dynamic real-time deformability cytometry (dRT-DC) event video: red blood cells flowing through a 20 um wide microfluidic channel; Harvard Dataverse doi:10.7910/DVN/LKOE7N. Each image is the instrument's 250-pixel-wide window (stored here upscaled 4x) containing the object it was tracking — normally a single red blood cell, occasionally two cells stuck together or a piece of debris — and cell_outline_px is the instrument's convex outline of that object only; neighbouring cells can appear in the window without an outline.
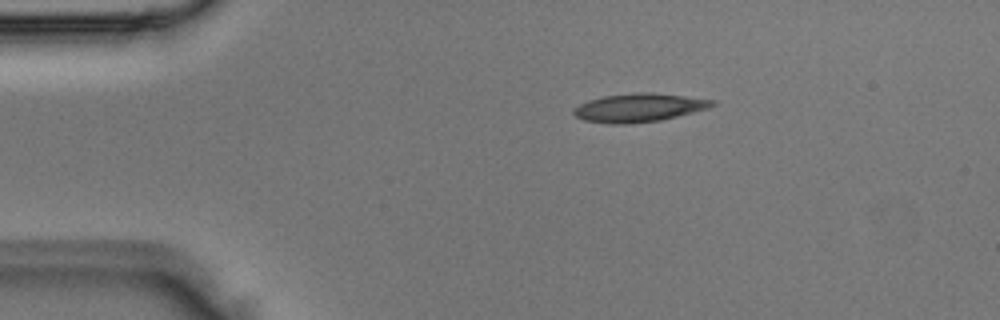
{"species": "Egyptian fruit bat (a non-hibernating species)", "species_latin": "Rousettus aegyptiacus", "temperature_condition": "room temperature", "stored_images_in_passage": 2, "camera_frame_rate_fps": 3000, "um_per_image_px": 0.085, "animal": {"sex": "male"}, "frame": {"image": 1, "passage_image": 1, "time_ms": 0.0, "image_size_px": [1000, 320], "cell_outline_px": [[716, 104], [708, 108], [660, 120], [624, 124], [608, 124], [584, 120], [576, 116], [572, 112], [572, 108], [588, 100], [604, 96], [636, 92], [652, 92], [716, 100]], "centroid_in_image_um": [54.28, 9.14], "position_along_channel_um": 30.7, "area_um2": 22.89}}